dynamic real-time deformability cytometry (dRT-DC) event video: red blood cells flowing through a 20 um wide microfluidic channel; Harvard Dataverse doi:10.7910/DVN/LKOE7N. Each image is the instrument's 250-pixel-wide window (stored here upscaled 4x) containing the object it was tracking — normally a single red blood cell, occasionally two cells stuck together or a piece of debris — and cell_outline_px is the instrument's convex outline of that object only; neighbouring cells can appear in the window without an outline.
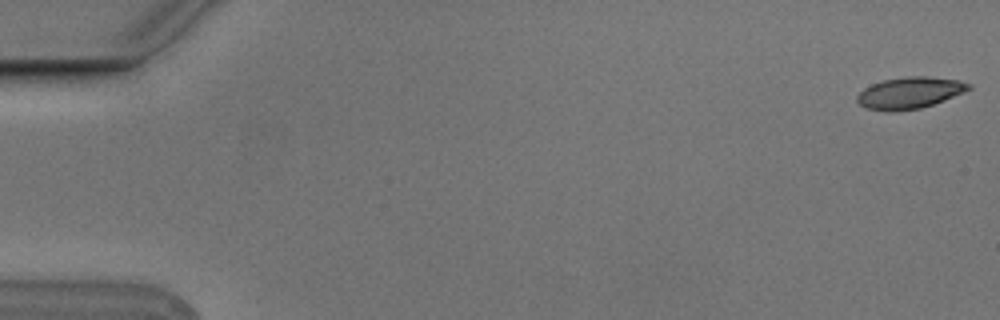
{"species": "Egyptian fruit bat (a non-hibernating species)", "species_latin": "Rousettus aegyptiacus", "temperature_condition": "cold", "stored_images_in_passage": 7, "camera_frame_rate_fps": 3000, "um_per_image_px": 0.085, "animal": {"sex": "male"}, "frame": {"image": 1, "passage_image": 1, "time_ms": 0.0, "image_size_px": [1000, 320], "cell_outline_px": [[972, 88], [964, 92], [944, 100], [920, 108], [892, 112], [888, 112], [864, 108], [856, 100], [856, 96], [864, 88], [872, 84], [884, 80], [908, 76], [928, 76], [956, 80], [972, 84]], "centroid_in_image_um": [77.3, 7.9], "position_along_channel_um": 7.7, "area_um2": 20.52}}
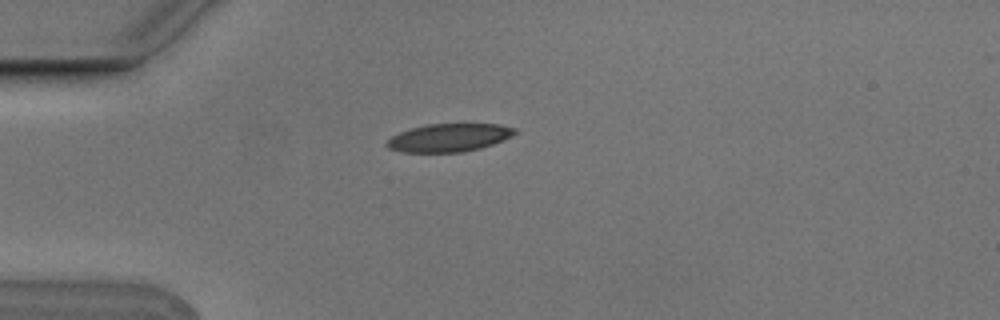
{"frame": {"image": 2, "passage_image": 5, "time_ms": 1.333, "image_size_px": [1000, 320], "cell_outline_px": [[520, 132], [504, 140], [480, 148], [464, 152], [404, 152], [388, 148], [384, 144], [392, 136], [400, 132], [412, 128], [428, 124], [500, 124], [516, 128]], "centroid_in_image_um": [38.21, 11.7], "position_along_channel_um": 46.8, "area_um2": 20.98}}
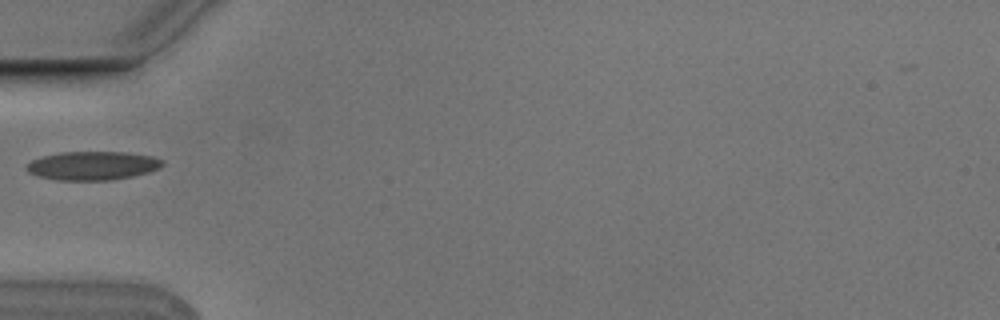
{"frame": {"image": 3, "passage_image": 6, "time_ms": 1.667, "image_size_px": [1000, 320], "cell_outline_px": [[164, 164], [160, 168], [148, 172], [132, 176], [112, 180], [60, 180], [40, 176], [28, 172], [24, 168], [32, 160], [44, 156], [60, 152], [128, 152], [152, 156], [164, 160]], "centroid_in_image_um": [7.91, 14.07], "position_along_channel_um": 77.1, "area_um2": 22.66}}